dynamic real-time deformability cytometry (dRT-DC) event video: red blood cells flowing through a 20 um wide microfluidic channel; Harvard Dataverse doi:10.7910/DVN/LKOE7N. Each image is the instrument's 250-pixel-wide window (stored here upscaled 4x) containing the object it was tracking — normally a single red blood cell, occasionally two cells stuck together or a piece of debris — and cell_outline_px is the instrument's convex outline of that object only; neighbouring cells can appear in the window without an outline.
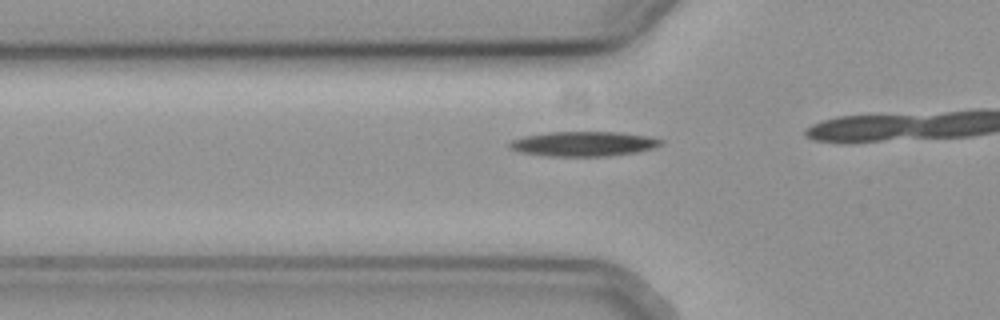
{"species": "common noctule bat (a hibernating species)", "species_latin": "Nyctalus noctula", "temperature_condition": "cold", "stored_images_in_passage": 10, "camera_frame_rate_fps": 3000, "um_per_image_px": 0.085, "animal": {"sex": "female", "body_mass_g": 19.3, "forearm_length_mm": 54.1}, "frame": {"image": 1, "passage_image": 6, "time_ms": 1.667, "image_size_px": [1000, 320], "cell_outline_px": [[664, 140], [660, 144], [652, 148], [636, 152], [608, 156], [548, 156], [520, 152], [512, 148], [508, 144], [512, 140], [524, 136], [548, 132], [620, 132], [644, 136]], "centroid_in_image_um": [49.57, 12.22], "position_along_channel_um": 76.2, "area_um2": 21.56}}
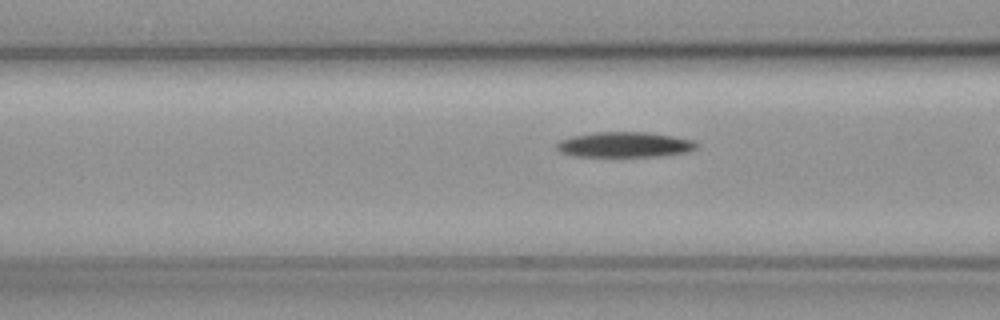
{"frame": {"image": 2, "passage_image": 9, "time_ms": 2.667, "image_size_px": [1000, 320], "cell_outline_px": [[700, 144], [696, 148], [688, 152], [660, 156], [572, 156], [560, 152], [556, 148], [556, 144], [560, 140], [572, 136], [596, 132], [644, 132], [672, 136], [696, 140]], "centroid_in_image_um": [53.12, 12.29], "position_along_channel_um": 113.5, "area_um2": 20.69}}